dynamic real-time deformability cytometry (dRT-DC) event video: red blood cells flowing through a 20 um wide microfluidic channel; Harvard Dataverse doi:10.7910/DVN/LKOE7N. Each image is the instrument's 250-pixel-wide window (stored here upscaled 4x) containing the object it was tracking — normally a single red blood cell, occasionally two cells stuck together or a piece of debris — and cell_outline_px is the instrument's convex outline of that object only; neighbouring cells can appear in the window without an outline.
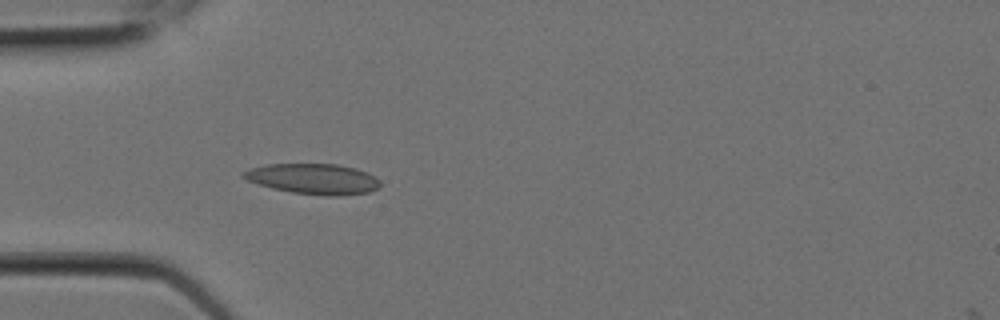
{"species": "Egyptian fruit bat (a non-hibernating species)", "species_latin": "Rousettus aegyptiacus", "temperature_condition": "room temperature", "stored_images_in_passage": 6, "camera_frame_rate_fps": 3000, "um_per_image_px": 0.085, "animal": {"sex": "female"}, "frame": {"image": 1, "passage_image": 6, "time_ms": 1.667, "image_size_px": [1000, 320], "cell_outline_px": [[380, 184], [376, 188], [368, 192], [340, 196], [324, 196], [292, 192], [272, 188], [248, 180], [240, 176], [240, 172], [252, 168], [268, 164], [336, 164], [356, 168], [368, 172], [376, 176], [380, 180]], "centroid_in_image_um": [26.65, 15.2], "position_along_channel_um": 58.3, "area_um2": 24.33}}